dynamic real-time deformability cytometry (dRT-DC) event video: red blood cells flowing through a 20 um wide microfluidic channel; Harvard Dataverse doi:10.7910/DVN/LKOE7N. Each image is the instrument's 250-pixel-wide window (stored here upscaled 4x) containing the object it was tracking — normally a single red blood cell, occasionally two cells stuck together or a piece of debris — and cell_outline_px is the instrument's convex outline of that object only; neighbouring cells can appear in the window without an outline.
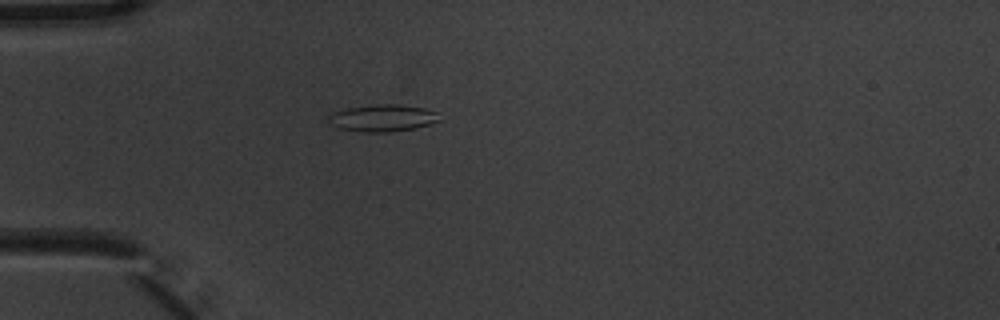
{"species": "common noctule bat (a hibernating species)", "species_latin": "Nyctalus noctula", "temperature_condition": "warm", "stored_images_in_passage": 3, "camera_frame_rate_fps": 3000, "um_per_image_px": 0.085, "animal": {"sex": "male", "body_mass_g": 20.1, "forearm_length_mm": 53.5}, "frame": {"image": 1, "passage_image": 3, "time_ms": 0.667, "image_size_px": [1000, 320], "cell_outline_px": [[440, 120], [416, 128], [392, 132], [364, 132], [336, 128], [328, 120], [328, 116], [332, 112], [348, 108], [376, 104], [400, 104], [424, 108], [436, 112]], "centroid_in_image_um": [32.5, 10.03], "position_along_channel_um": 52.5, "area_um2": 17.46}}